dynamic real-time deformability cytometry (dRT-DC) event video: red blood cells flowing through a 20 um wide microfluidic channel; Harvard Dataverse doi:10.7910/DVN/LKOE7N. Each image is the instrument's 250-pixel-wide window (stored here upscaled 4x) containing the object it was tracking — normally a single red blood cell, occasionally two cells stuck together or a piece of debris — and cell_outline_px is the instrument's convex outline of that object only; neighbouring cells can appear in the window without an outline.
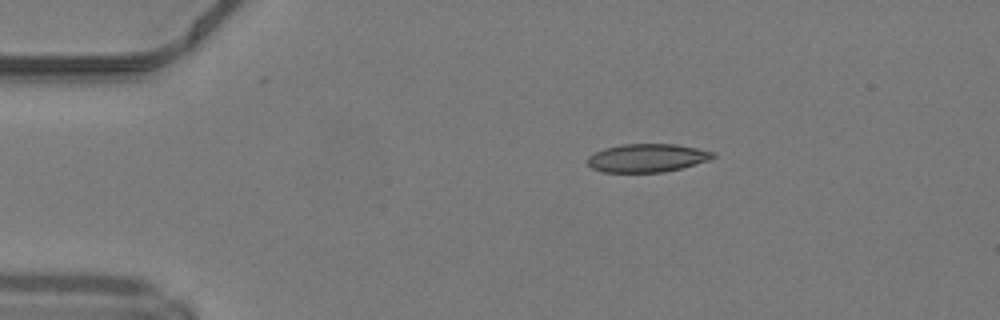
{"species": "common noctule bat (a hibernating species)", "species_latin": "Nyctalus noctula", "temperature_condition": "warm", "stored_images_in_passage": 40, "camera_frame_rate_fps": 3000, "um_per_image_px": 0.085, "animal": {"sex": "male", "body_mass_g": 19.2, "forearm_length_mm": 51.8}, "frame": {"image": 1, "passage_image": 1, "time_ms": 0.0, "image_size_px": [1000, 320], "cell_outline_px": [[716, 156], [712, 160], [664, 172], [600, 172], [592, 168], [588, 164], [588, 156], [604, 148], [620, 144], [676, 144], [716, 152]], "centroid_in_image_um": [55.03, 13.42], "position_along_channel_um": 30.0, "area_um2": 20.81}}
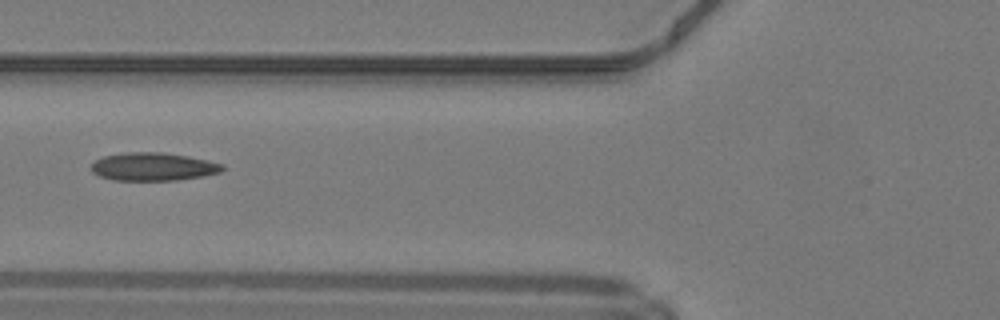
{"frame": {"image": 2, "passage_image": 11, "time_ms": 3.333, "image_size_px": [1000, 320], "cell_outline_px": [[224, 168], [220, 172], [204, 176], [176, 180], [112, 180], [100, 176], [92, 172], [92, 164], [96, 160], [104, 156], [128, 152], [164, 152], [188, 156], [224, 164]], "centroid_in_image_um": [13.03, 14.17], "position_along_channel_um": 112.8, "area_um2": 21.39}}
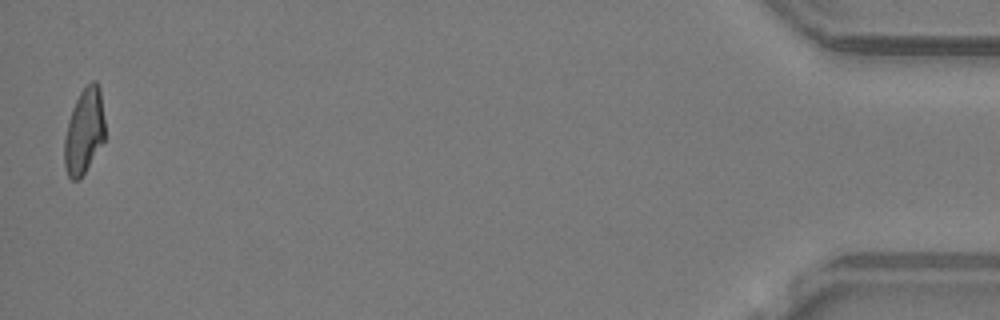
{"frame": {"image": 3, "passage_image": 40, "time_ms": 13.0, "image_size_px": [1000, 320], "cell_outline_px": [[104, 140], [80, 180], [72, 180], [68, 176], [64, 164], [64, 140], [68, 120], [72, 108], [80, 92], [92, 80], [96, 80], [100, 88], [104, 120]], "centroid_in_image_um": [7.14, 11.16], "position_along_channel_um": 428.1, "area_um2": 20.17}, "authors_computed_cell_mechanics": {"area_um2": 20.9814, "velocity_mm_per_s": 4.2445, "shape_relaxation_time_tau1_ms": 9.8399, "shape_relaxation_time_tau2_ms": 1.7738, "deformation_change_tau1": 0.2826, "deformation_change_tau2": 0.0988}}